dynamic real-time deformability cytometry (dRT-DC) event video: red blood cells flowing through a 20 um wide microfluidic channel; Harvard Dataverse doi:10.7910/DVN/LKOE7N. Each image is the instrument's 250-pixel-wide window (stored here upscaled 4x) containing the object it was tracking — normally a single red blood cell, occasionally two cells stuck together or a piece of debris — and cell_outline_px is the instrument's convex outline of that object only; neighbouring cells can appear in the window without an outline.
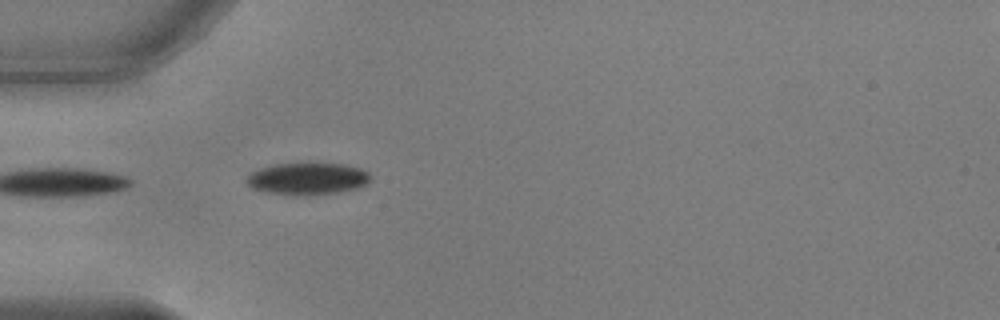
{"species": "common noctule bat (a hibernating species)", "species_latin": "Nyctalus noctula", "temperature_condition": "warm", "stored_images_in_passage": 8, "camera_frame_rate_fps": 3000, "um_per_image_px": 0.085, "animal": {"sex": "male", "body_mass_g": 17.9, "forearm_length_mm": 54.2}, "frame": {"image": 1, "passage_image": 1, "time_ms": 0.0, "image_size_px": [1000, 320], "cell_outline_px": [[372, 180], [368, 184], [360, 188], [336, 192], [308, 196], [268, 192], [252, 188], [248, 184], [248, 176], [252, 172], [260, 168], [276, 164], [308, 160], [344, 164], [360, 168], [368, 172]], "centroid_in_image_um": [26.21, 15.14], "position_along_channel_um": 58.8, "area_um2": 23.87}}
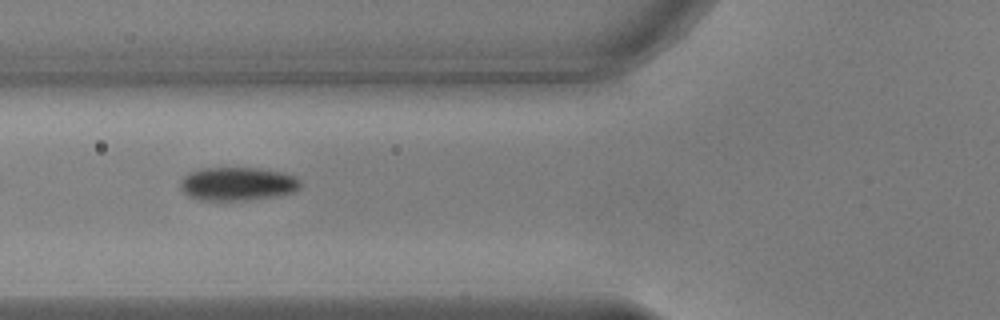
{"frame": {"image": 2, "passage_image": 5, "time_ms": 1.333, "image_size_px": [1000, 320], "cell_outline_px": [[300, 188], [296, 192], [276, 196], [248, 200], [200, 200], [188, 196], [180, 188], [180, 180], [188, 172], [200, 168], [260, 168], [280, 172], [296, 176], [300, 180]], "centroid_in_image_um": [20.19, 15.63], "position_along_channel_um": 105.6, "area_um2": 23.64}}